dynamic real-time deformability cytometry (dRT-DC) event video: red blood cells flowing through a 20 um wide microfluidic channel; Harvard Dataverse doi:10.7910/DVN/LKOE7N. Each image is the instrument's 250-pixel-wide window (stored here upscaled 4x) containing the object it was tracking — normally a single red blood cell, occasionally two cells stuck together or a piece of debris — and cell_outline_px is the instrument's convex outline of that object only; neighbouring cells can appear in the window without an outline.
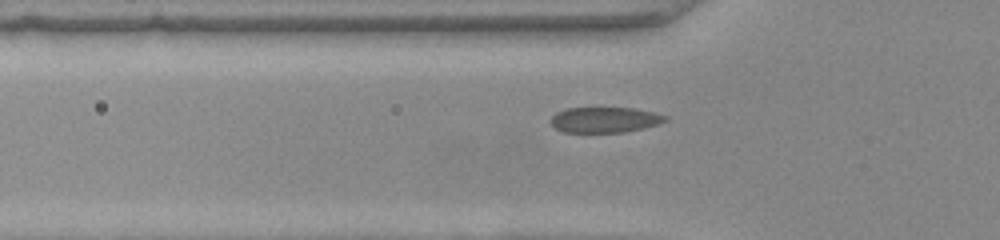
{"species": "common noctule bat (a hibernating species)", "species_latin": "Nyctalus noctula", "temperature_condition": "warm", "stored_images_in_passage": 37, "camera_frame_rate_fps": 3000, "um_per_image_px": 0.085, "animal": {"sex": "female", "body_mass_g": 22.0, "forearm_length_mm": 56.7}, "frame": {"image": 1, "passage_image": 2, "time_ms": 0.333, "image_size_px": [1000, 240], "cell_outline_px": [[668, 120], [660, 124], [644, 128], [624, 132], [564, 132], [556, 128], [548, 120], [556, 112], [568, 108], [632, 108], [656, 112], [668, 116]], "centroid_in_image_um": [51.44, 10.18], "position_along_channel_um": 74.4, "area_um2": 17.17}}
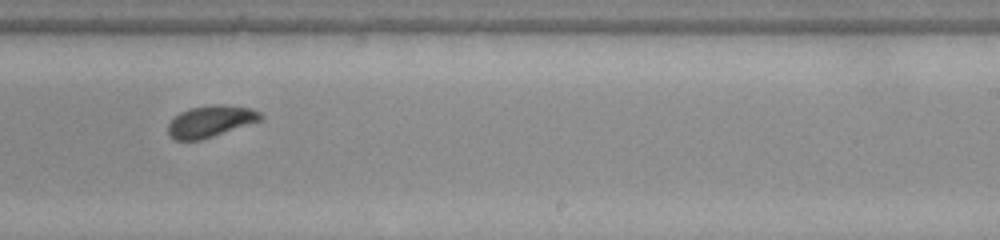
{"frame": {"image": 2, "passage_image": 17, "time_ms": 5.333, "image_size_px": [1000, 240], "cell_outline_px": [[264, 116], [260, 120], [200, 140], [176, 140], [168, 132], [168, 124], [180, 112], [188, 108], [212, 104], [224, 104], [252, 108], [260, 112]], "centroid_in_image_um": [17.9, 10.28], "position_along_channel_um": 271.1, "area_um2": 16.82}}
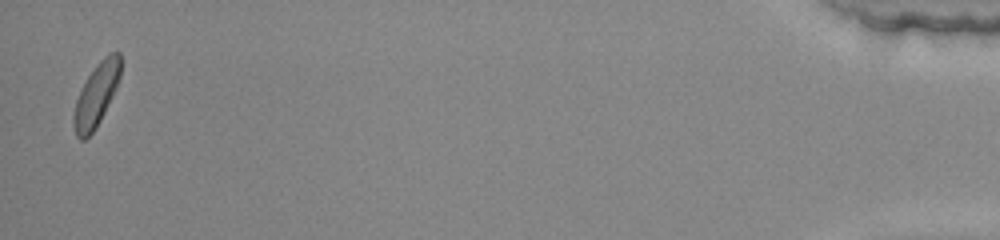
{"frame": {"image": 3, "passage_image": 36, "time_ms": 11.667, "image_size_px": [1000, 240], "cell_outline_px": [[120, 76], [116, 88], [96, 128], [84, 140], [80, 140], [76, 136], [72, 124], [72, 116], [76, 100], [88, 76], [100, 60], [104, 56], [112, 52], [120, 52]], "centroid_in_image_um": [8.16, 8.09], "position_along_channel_um": 427.0, "area_um2": 16.94}}